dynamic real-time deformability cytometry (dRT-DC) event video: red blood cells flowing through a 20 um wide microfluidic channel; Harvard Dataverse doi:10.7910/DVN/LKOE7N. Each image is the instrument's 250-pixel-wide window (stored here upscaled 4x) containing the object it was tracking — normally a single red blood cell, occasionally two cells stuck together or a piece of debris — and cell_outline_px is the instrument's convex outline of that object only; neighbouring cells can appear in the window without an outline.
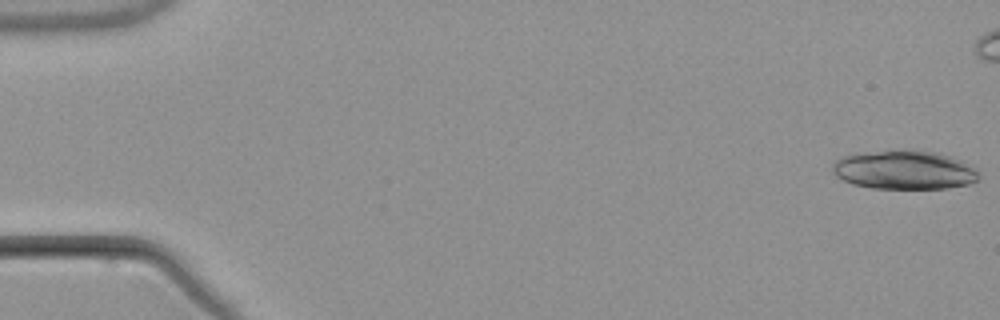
{"species": "common noctule bat (a hibernating species)", "species_latin": "Nyctalus noctula", "temperature_condition": "warm", "stored_images_in_passage": 6, "camera_frame_rate_fps": 3000, "um_per_image_px": 0.085, "animal": {"sex": "male", "body_mass_g": 21.5, "forearm_length_mm": 52.0}, "frame": {"image": 1, "passage_image": 1, "time_ms": 0.0, "image_size_px": [1000, 320], "cell_outline_px": [[980, 176], [976, 180], [968, 184], [944, 188], [872, 188], [852, 184], [836, 176], [832, 172], [832, 164], [836, 160], [844, 156], [864, 152], [912, 148], [936, 152], [952, 156], [976, 168]], "centroid_in_image_um": [76.86, 14.42], "position_along_channel_um": 8.1, "area_um2": 33.47}}